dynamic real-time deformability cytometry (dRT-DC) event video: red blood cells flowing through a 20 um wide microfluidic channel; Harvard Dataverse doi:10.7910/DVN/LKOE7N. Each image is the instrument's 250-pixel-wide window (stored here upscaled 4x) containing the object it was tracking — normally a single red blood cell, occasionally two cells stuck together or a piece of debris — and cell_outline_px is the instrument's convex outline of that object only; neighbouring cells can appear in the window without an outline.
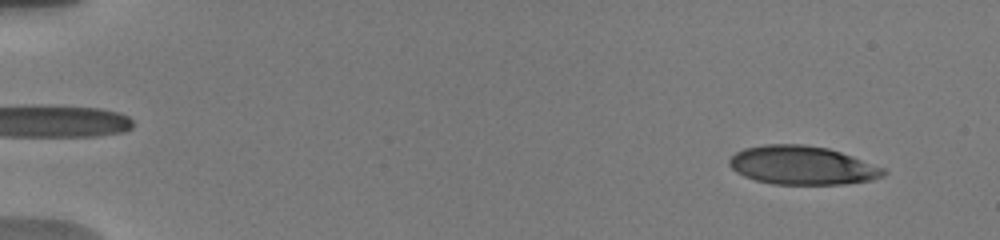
{"species": "human", "species_latin": "Homo sapiens", "temperature_condition": "warm", "stored_images_in_passage": 78, "camera_frame_rate_fps": 3000, "um_per_image_px": 0.085, "donor": {"sex": "male"}, "frame": {"image": 1, "passage_image": 3, "time_ms": 0.667, "image_size_px": [1000, 240], "cell_outline_px": [[888, 172], [884, 176], [872, 180], [844, 184], [772, 184], [756, 180], [744, 176], [736, 172], [728, 164], [728, 160], [736, 152], [744, 148], [764, 144], [804, 144], [828, 148], [852, 156], [884, 168]], "centroid_in_image_um": [68.18, 14.05], "position_along_channel_um": 16.8, "area_um2": 34.8}}
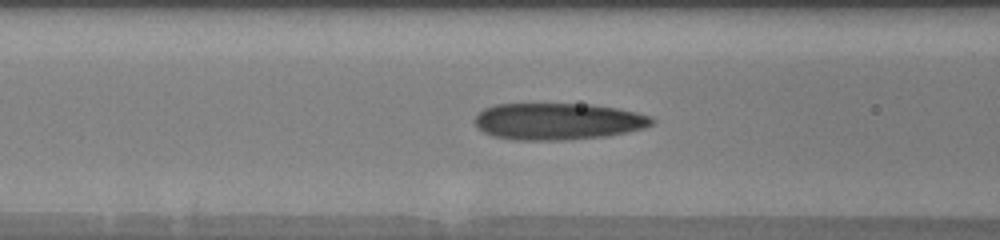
{"frame": {"image": 2, "passage_image": 29, "time_ms": 7.0, "image_size_px": [1000, 240], "cell_outline_px": [[656, 120], [652, 124], [644, 128], [608, 136], [572, 140], [516, 140], [492, 136], [484, 132], [476, 124], [476, 116], [484, 108], [496, 104], [592, 104], [616, 108], [636, 112], [652, 116]], "centroid_in_image_um": [47.46, 10.32], "position_along_channel_um": 119.1, "area_um2": 38.09}}
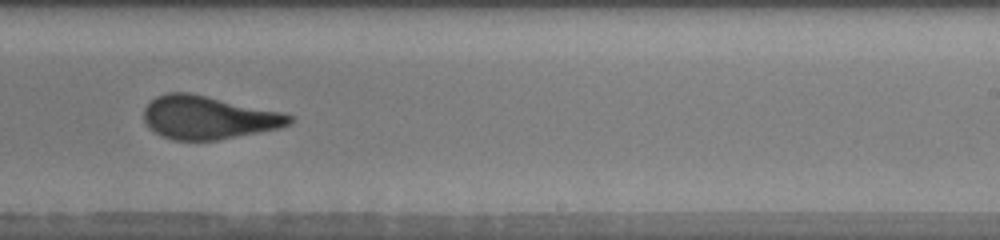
{"frame": {"image": 3, "passage_image": 51, "time_ms": 11.0, "image_size_px": [1000, 240], "cell_outline_px": [[292, 124], [280, 128], [260, 132], [216, 140], [172, 140], [160, 136], [148, 128], [144, 120], [144, 108], [156, 96], [168, 92], [188, 92], [280, 112], [292, 116]], "centroid_in_image_um": [17.66, 10.0], "position_along_channel_um": 271.3, "area_um2": 36.47}, "authors_computed_cell_mechanics": {"area_um2": 36.7608, "velocity_mm_per_s": 3.8117, "shape_relaxation_time_tau1_ms": 10.0398, "shape_relaxation_time_tau2_ms": 1.2071, "deformation_change_tau1": 0.2786, "deformation_change_tau2": 0.1077}}